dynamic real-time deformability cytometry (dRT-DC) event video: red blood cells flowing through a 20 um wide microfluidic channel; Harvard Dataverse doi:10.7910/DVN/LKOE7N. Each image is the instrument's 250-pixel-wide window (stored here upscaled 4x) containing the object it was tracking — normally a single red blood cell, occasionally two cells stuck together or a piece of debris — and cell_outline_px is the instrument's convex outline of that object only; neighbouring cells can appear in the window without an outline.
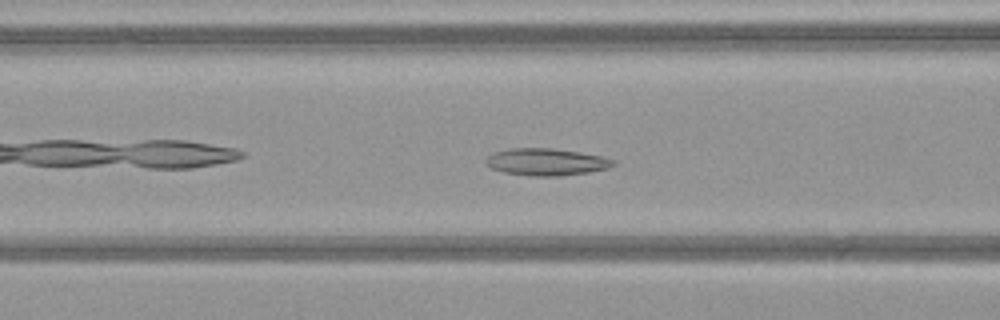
{"species": "common noctule bat (a hibernating species)", "species_latin": "Nyctalus noctula", "temperature_condition": "warm", "stored_images_in_passage": 37, "camera_frame_rate_fps": 3000, "um_per_image_px": 0.085, "animal": {"sex": "female", "body_mass_g": 21.9}, "frame": {"image": 1, "passage_image": 6, "time_ms": 1.667, "image_size_px": [1000, 320], "cell_outline_px": [[616, 164], [608, 168], [588, 172], [560, 176], [532, 176], [504, 172], [492, 168], [484, 160], [492, 152], [508, 148], [552, 148], [580, 152], [604, 156], [616, 160]], "centroid_in_image_um": [46.46, 13.75], "position_along_channel_um": 120.1, "area_um2": 20.23}}
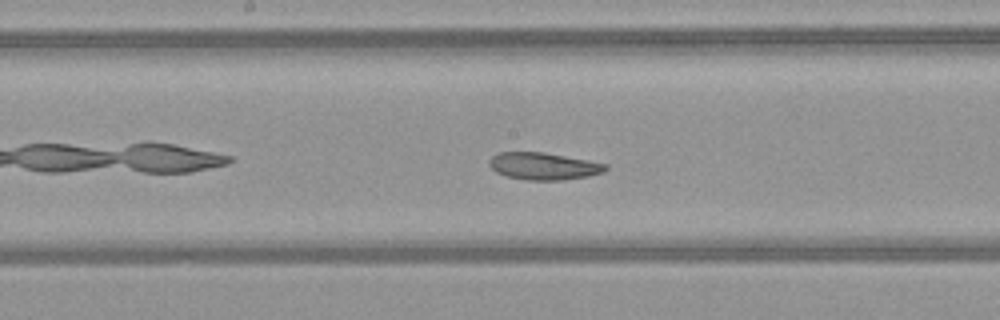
{"frame": {"image": 2, "passage_image": 12, "time_ms": 3.667, "image_size_px": [1000, 320], "cell_outline_px": [[608, 168], [604, 172], [588, 176], [564, 180], [528, 180], [504, 176], [496, 172], [488, 164], [488, 160], [492, 156], [500, 152], [544, 152], [588, 160], [608, 164]], "centroid_in_image_um": [46.2, 14.12], "position_along_channel_um": 202.0, "area_um2": 18.55}}
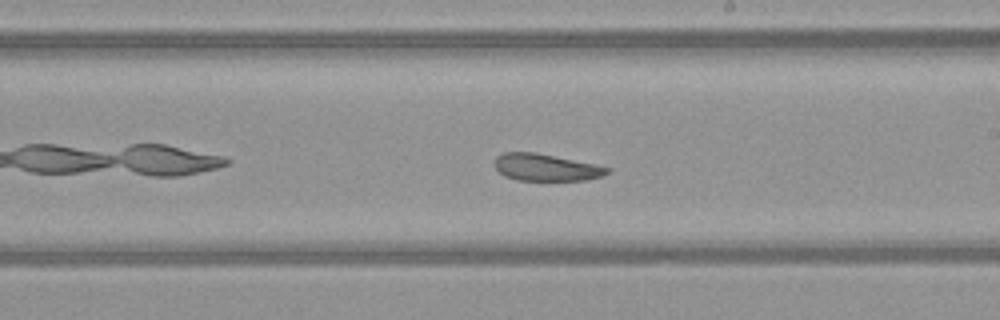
{"frame": {"image": 3, "passage_image": 15, "time_ms": 4.667, "image_size_px": [1000, 320], "cell_outline_px": [[608, 172], [600, 176], [584, 180], [516, 180], [504, 176], [492, 164], [496, 156], [504, 152], [536, 152], [596, 164], [608, 168]], "centroid_in_image_um": [46.33, 14.22], "position_along_channel_um": 242.7, "area_um2": 17.69}, "authors_computed_cell_mechanics": {"area_um2": 20.23, "velocity_mm_per_s": 4.0799, "shape_relaxation_time_tau1_ms": 10.309, "shape_relaxation_time_tau2_ms": 10.3946, "deformation_change_tau1": 0.1641, "deformation_change_tau2": 0.2154}}